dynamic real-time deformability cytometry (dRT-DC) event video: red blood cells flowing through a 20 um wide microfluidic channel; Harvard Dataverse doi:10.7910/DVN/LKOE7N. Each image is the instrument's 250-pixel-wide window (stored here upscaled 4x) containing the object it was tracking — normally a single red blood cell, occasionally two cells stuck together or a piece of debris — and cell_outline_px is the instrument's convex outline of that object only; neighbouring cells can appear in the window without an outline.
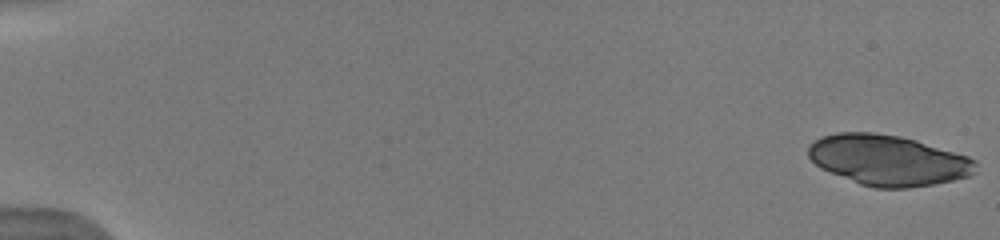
{"species": "human", "species_latin": "Homo sapiens", "temperature_condition": "warm", "stored_images_in_passage": 31, "camera_frame_rate_fps": 3000, "um_per_image_px": 0.085, "donor": {"sex": "male"}, "frame": {"image": 1, "passage_image": 1, "time_ms": 0.0, "image_size_px": [1000, 240], "cell_outline_px": [[976, 172], [968, 176], [952, 180], [932, 184], [908, 188], [876, 188], [860, 184], [820, 168], [808, 156], [808, 144], [820, 136], [836, 132], [872, 132], [900, 136], [916, 140], [968, 156], [976, 160]], "centroid_in_image_um": [75.46, 13.6], "position_along_channel_um": 9.5, "area_um2": 49.3}}
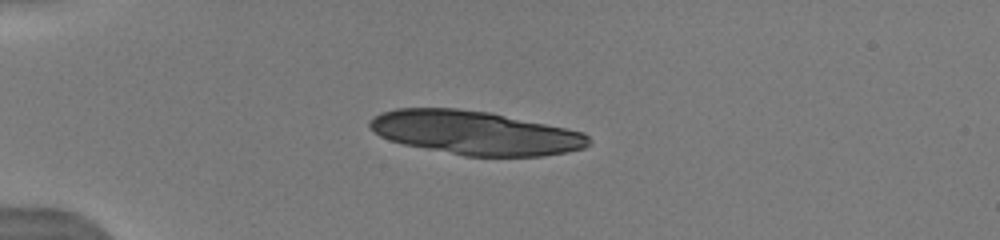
{"frame": {"image": 2, "passage_image": 12, "time_ms": 4.333, "image_size_px": [1000, 240], "cell_outline_px": [[592, 140], [584, 148], [568, 152], [544, 156], [464, 156], [404, 144], [388, 140], [380, 136], [368, 124], [368, 120], [372, 116], [380, 112], [396, 108], [456, 108], [492, 112], [584, 132]], "centroid_in_image_um": [40.38, 11.28], "position_along_channel_um": 44.6, "area_um2": 56.12}}